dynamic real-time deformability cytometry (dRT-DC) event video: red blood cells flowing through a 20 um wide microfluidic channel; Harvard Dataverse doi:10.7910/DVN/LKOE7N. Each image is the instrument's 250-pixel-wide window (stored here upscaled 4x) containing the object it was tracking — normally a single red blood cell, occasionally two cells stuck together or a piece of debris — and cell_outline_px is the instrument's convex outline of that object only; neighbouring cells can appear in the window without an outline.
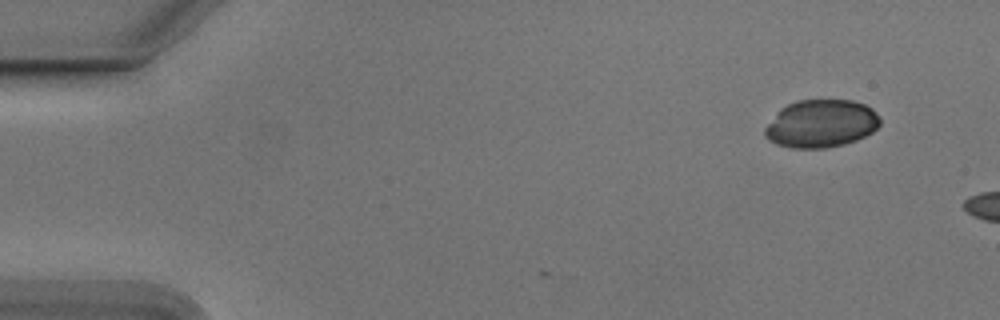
{"species": "Egyptian fruit bat (a non-hibernating species)", "species_latin": "Rousettus aegyptiacus", "temperature_condition": "cold", "stored_images_in_passage": 6, "camera_frame_rate_fps": 3000, "um_per_image_px": 0.085, "animal": {"sex": "male"}, "frame": {"image": 1, "passage_image": 1, "time_ms": 0.0, "image_size_px": [1000, 320], "cell_outline_px": [[880, 124], [872, 132], [856, 140], [844, 144], [824, 148], [792, 148], [776, 144], [768, 140], [764, 136], [764, 128], [780, 108], [796, 100], [852, 100], [864, 104], [872, 108], [880, 120]], "centroid_in_image_um": [69.76, 10.51], "position_along_channel_um": 15.2, "area_um2": 32.14}}